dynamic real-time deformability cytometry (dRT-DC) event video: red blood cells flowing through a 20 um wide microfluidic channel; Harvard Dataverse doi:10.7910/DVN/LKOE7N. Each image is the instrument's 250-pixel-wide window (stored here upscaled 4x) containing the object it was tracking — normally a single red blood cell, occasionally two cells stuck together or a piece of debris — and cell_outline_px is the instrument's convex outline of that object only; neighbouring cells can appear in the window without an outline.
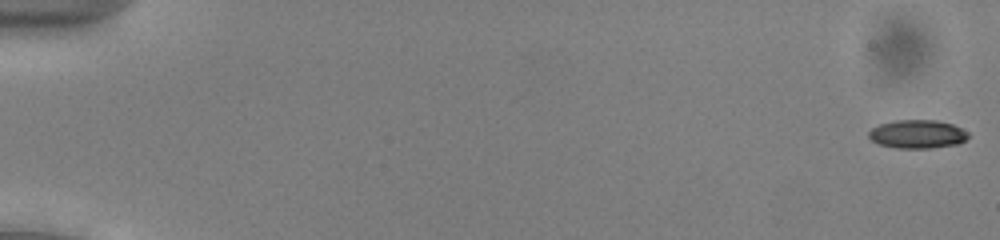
{"species": "common noctule bat (a hibernating species)", "species_latin": "Nyctalus noctula", "temperature_condition": "cold", "stored_images_in_passage": 53, "camera_frame_rate_fps": 3000, "um_per_image_px": 0.085, "animal": {"sex": "male", "body_mass_g": 13.0, "forearm_length_mm": 53.1}, "frame": {"image": 1, "passage_image": 1, "time_ms": 0.0, "image_size_px": [1000, 240], "cell_outline_px": [[968, 136], [964, 140], [956, 144], [928, 148], [896, 148], [880, 144], [872, 140], [868, 136], [868, 132], [872, 128], [880, 124], [896, 120], [936, 120], [952, 124], [968, 132]], "centroid_in_image_um": [77.95, 11.39], "position_along_channel_um": 7.0, "area_um2": 16.3}}
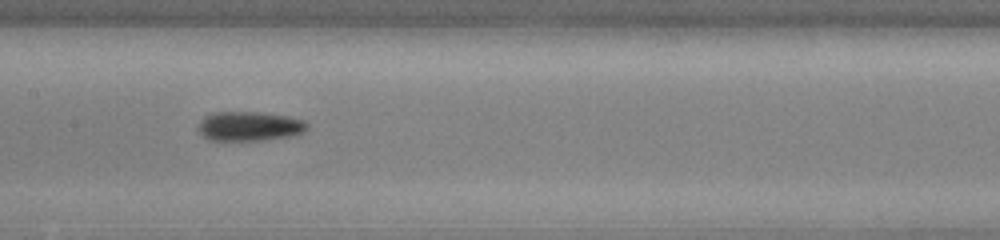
{"frame": {"image": 2, "passage_image": 28, "time_ms": 9.0, "image_size_px": [1000, 240], "cell_outline_px": [[308, 128], [304, 132], [292, 136], [260, 140], [212, 140], [204, 136], [196, 128], [200, 120], [204, 116], [212, 112], [260, 112], [288, 116], [304, 120], [308, 124]], "centroid_in_image_um": [21.2, 10.72], "position_along_channel_um": 186.2, "area_um2": 18.79}}
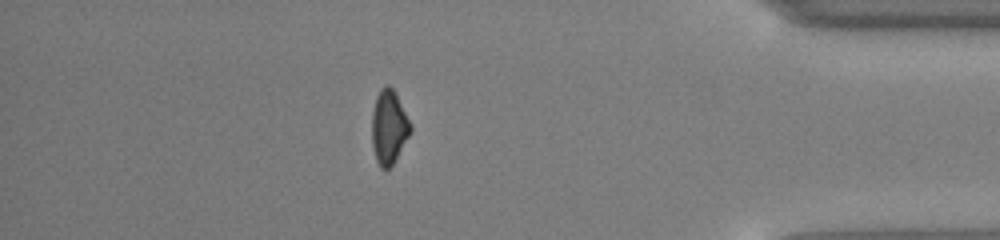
{"frame": {"image": 3, "passage_image": 47, "time_ms": 15.333, "image_size_px": [1000, 240], "cell_outline_px": [[412, 132], [392, 164], [388, 168], [380, 168], [376, 160], [372, 144], [372, 112], [376, 96], [380, 88], [384, 84], [388, 84], [392, 88], [412, 124]], "centroid_in_image_um": [33.05, 10.78], "position_along_channel_um": 402.1, "area_um2": 16.65}, "authors_computed_cell_mechanics": {"area_um2": 17.34, "velocity_mm_per_s": 3.9452, "shape_relaxation_time_tau1_ms": 4.9276, "shape_relaxation_time_tau2_ms": null, "deformation_change_tau1": 0.1239, "deformation_change_tau2": null}}